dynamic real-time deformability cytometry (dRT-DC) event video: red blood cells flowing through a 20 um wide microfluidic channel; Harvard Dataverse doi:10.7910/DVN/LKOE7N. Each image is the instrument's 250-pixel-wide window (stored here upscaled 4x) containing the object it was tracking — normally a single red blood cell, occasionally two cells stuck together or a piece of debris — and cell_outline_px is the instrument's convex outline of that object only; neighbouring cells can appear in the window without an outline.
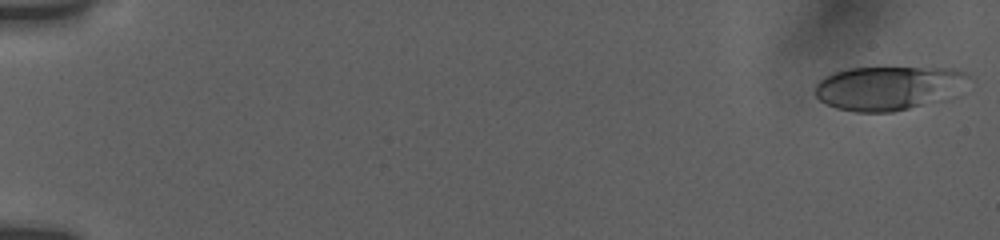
{"species": "human", "species_latin": "Homo sapiens", "temperature_condition": "room temperature", "stored_images_in_passage": 5, "camera_frame_rate_fps": 3000, "um_per_image_px": 0.085, "donor": {"sex": "female"}, "frame": {"image": 1, "passage_image": 1, "time_ms": 0.0, "image_size_px": [1000, 240], "cell_outline_px": [[968, 76], [956, 96], [952, 100], [892, 112], [856, 112], [836, 108], [824, 104], [816, 96], [816, 84], [824, 76], [848, 68], [956, 68], [964, 72]], "centroid_in_image_um": [75.56, 7.5], "position_along_channel_um": 9.4, "area_um2": 39.88}}